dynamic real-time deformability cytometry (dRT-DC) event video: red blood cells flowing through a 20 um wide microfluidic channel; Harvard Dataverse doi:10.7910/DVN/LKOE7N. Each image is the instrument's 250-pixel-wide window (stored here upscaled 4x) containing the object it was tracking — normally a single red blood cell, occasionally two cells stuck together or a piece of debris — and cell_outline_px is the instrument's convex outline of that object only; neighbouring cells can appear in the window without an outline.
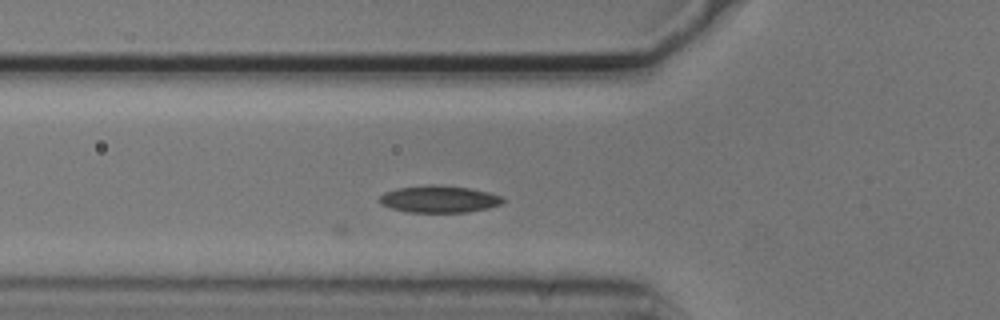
{"species": "common noctule bat (a hibernating species)", "species_latin": "Nyctalus noctula", "temperature_condition": "cold", "stored_images_in_passage": 3, "camera_frame_rate_fps": 3000, "um_per_image_px": 0.085, "animal": {"sex": "male", "body_mass_g": 20.5, "forearm_length_mm": 52.5}, "frame": {"image": 1, "passage_image": 3, "time_ms": 0.667, "image_size_px": [1000, 320], "cell_outline_px": [[504, 200], [500, 204], [488, 208], [468, 212], [408, 212], [392, 208], [380, 204], [376, 200], [384, 192], [396, 188], [424, 184], [432, 184], [468, 188], [488, 192], [504, 196]], "centroid_in_image_um": [37.28, 16.91], "position_along_channel_um": 88.5, "area_um2": 19.59}}